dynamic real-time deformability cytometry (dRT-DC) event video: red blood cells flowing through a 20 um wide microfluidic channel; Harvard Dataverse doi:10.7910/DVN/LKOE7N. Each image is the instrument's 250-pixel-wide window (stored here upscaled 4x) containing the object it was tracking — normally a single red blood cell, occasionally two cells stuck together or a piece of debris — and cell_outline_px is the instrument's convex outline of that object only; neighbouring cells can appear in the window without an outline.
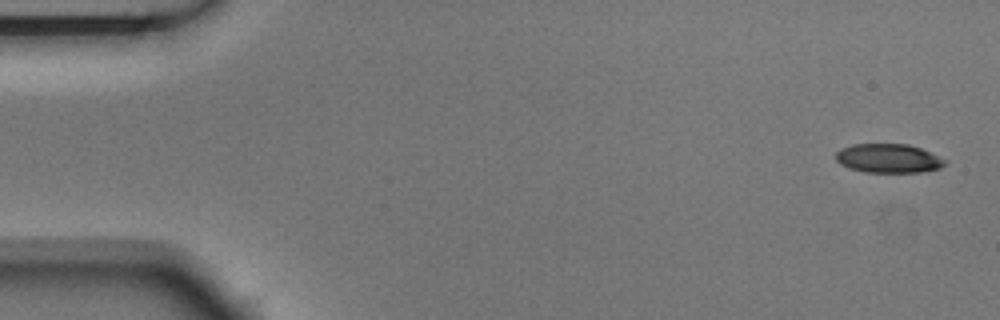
{"species": "Egyptian fruit bat (a non-hibernating species)", "species_latin": "Rousettus aegyptiacus", "temperature_condition": "room temperature", "stored_images_in_passage": 5, "camera_frame_rate_fps": 3000, "um_per_image_px": 0.085, "animal": {"sex": "male"}, "frame": {"image": 1, "passage_image": 1, "time_ms": 0.0, "image_size_px": [1000, 320], "cell_outline_px": [[948, 160], [940, 168], [920, 172], [864, 172], [848, 168], [840, 164], [836, 160], [836, 152], [840, 148], [852, 144], [908, 144], [920, 148]], "centroid_in_image_um": [75.49, 13.46], "position_along_channel_um": 9.5, "area_um2": 18.5}}
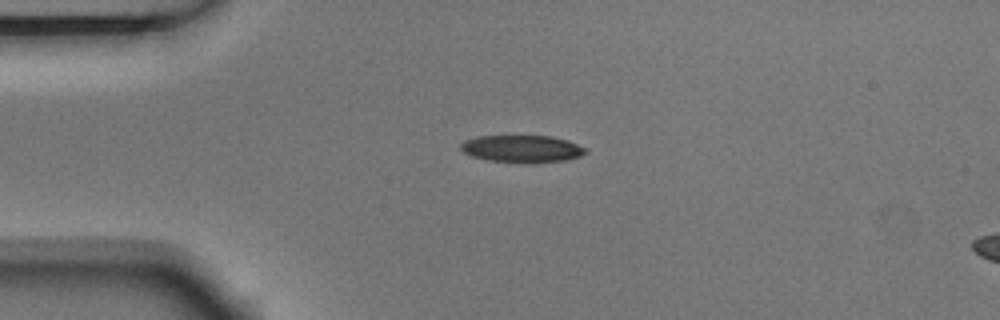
{"frame": {"image": 2, "passage_image": 4, "time_ms": 1.0, "image_size_px": [1000, 320], "cell_outline_px": [[588, 152], [580, 156], [564, 160], [532, 164], [488, 160], [472, 156], [464, 152], [460, 148], [460, 144], [464, 140], [476, 136], [552, 136], [568, 140], [588, 148]], "centroid_in_image_um": [44.4, 12.65], "position_along_channel_um": 40.6, "area_um2": 20.11}}